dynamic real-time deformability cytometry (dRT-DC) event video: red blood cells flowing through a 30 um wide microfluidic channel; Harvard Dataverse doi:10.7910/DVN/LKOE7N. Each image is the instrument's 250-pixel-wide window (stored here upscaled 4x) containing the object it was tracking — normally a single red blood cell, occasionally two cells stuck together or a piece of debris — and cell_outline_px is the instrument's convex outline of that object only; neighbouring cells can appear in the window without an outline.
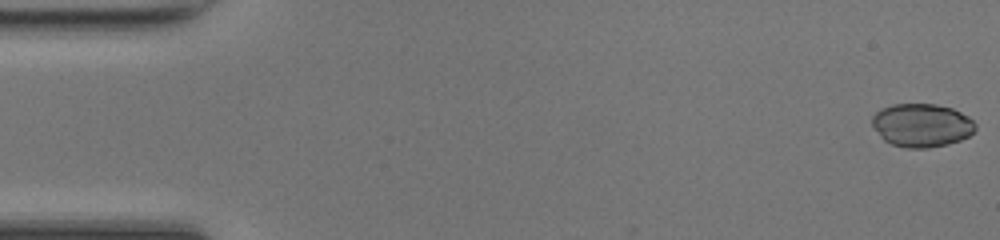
{"species": "common noctule bat (a hibernating species)", "species_latin": "Nyctalus noctula", "temperature_condition": "room temperature", "stored_images_in_passage": 49, "camera_frame_rate_fps": 3000, "um_per_image_px": 0.085, "animal": {"sex": "female", "body_mass_g": 17.0, "forearm_length_mm": 48.0}, "frame": {"image": 1, "passage_image": 1, "time_ms": 0.0, "image_size_px": [1000, 240], "cell_outline_px": [[976, 128], [968, 136], [960, 140], [948, 144], [928, 148], [904, 148], [892, 144], [884, 140], [880, 136], [872, 124], [872, 116], [880, 108], [892, 104], [936, 104], [952, 108], [968, 116], [976, 124]], "centroid_in_image_um": [78.33, 10.64], "position_along_channel_um": 6.7, "area_um2": 26.18}}
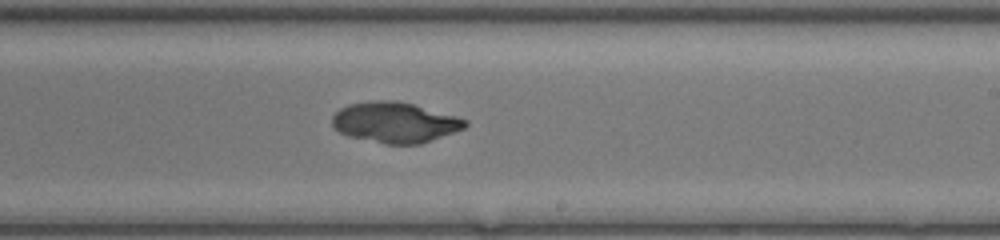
{"frame": {"image": 2, "passage_image": 29, "time_ms": 9.333, "image_size_px": [1000, 240], "cell_outline_px": [[468, 124], [464, 128], [420, 144], [384, 144], [348, 136], [332, 128], [332, 116], [340, 108], [348, 104], [376, 100], [396, 100], [412, 104], [456, 116], [468, 120]], "centroid_in_image_um": [33.53, 10.4], "position_along_channel_um": 255.5, "area_um2": 31.33}}
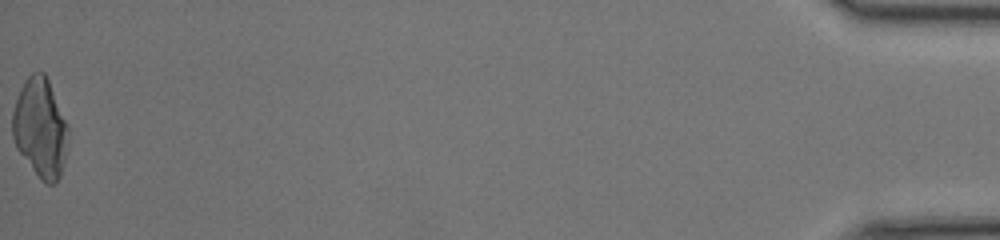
{"frame": {"image": 3, "passage_image": 49, "time_ms": 16.0, "image_size_px": [1000, 240], "cell_outline_px": [[68, 148], [60, 176], [56, 184], [48, 184], [40, 180], [16, 148], [12, 136], [12, 112], [20, 88], [28, 76], [32, 72], [44, 72], [48, 80], [68, 128]], "centroid_in_image_um": [3.41, 10.92], "position_along_channel_um": 431.8, "area_um2": 32.14}}